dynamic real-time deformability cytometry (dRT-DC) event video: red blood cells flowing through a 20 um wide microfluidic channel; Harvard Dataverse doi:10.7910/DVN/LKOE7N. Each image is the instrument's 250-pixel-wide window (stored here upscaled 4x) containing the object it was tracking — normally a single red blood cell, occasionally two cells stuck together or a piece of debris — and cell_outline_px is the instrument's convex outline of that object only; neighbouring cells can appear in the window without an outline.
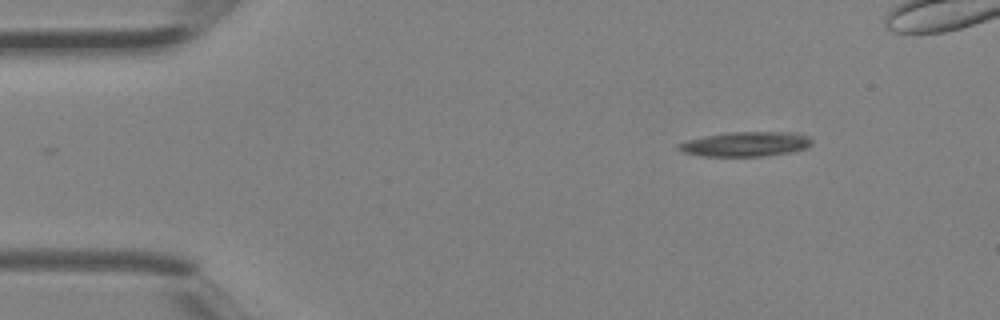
{"species": "Egyptian fruit bat (a non-hibernating species)", "species_latin": "Rousettus aegyptiacus", "temperature_condition": "room temperature", "stored_images_in_passage": 4, "camera_frame_rate_fps": 3000, "um_per_image_px": 0.085, "animal": {"sex": "female"}, "frame": {"image": 1, "passage_image": 1, "time_ms": 0.0, "image_size_px": [1000, 320], "cell_outline_px": [[812, 144], [808, 148], [792, 152], [764, 156], [704, 156], [684, 152], [676, 144], [688, 140], [728, 132], [796, 132], [808, 136], [812, 140]], "centroid_in_image_um": [63.47, 12.24], "position_along_channel_um": 21.5, "area_um2": 19.07}}